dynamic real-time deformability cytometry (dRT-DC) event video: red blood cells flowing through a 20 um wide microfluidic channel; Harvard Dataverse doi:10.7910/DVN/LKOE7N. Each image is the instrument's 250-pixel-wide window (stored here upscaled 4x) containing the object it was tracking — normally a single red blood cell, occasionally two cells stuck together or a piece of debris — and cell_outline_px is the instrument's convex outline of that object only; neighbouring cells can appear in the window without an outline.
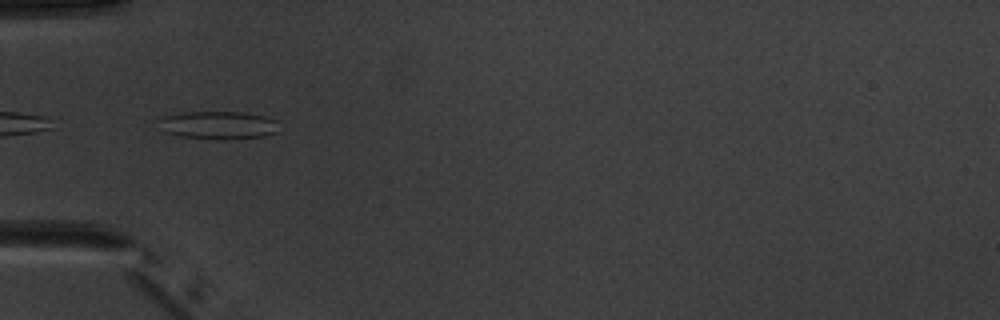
{"species": "common noctule bat (a hibernating species)", "species_latin": "Nyctalus noctula", "temperature_condition": "warm", "stored_images_in_passage": 4, "camera_frame_rate_fps": 3000, "um_per_image_px": 0.085, "animal": {"sex": "male", "body_mass_g": 20.1, "forearm_length_mm": 53.5}, "frame": {"image": 1, "passage_image": 2, "time_ms": 1.0, "image_size_px": [1000, 320], "cell_outline_px": [[280, 132], [264, 136], [224, 140], [180, 136], [164, 132], [156, 120], [164, 116], [184, 112], [244, 112], [264, 116], [276, 120]], "centroid_in_image_um": [18.57, 10.64], "position_along_channel_um": 66.4, "area_um2": 19.83}}
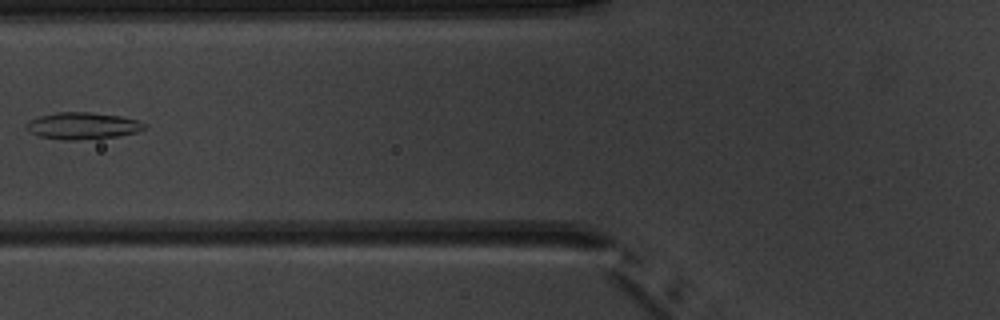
{"frame": {"image": 2, "passage_image": 3, "time_ms": 2.333, "image_size_px": [1000, 320], "cell_outline_px": [[148, 124], [144, 128], [136, 132], [116, 136], [76, 140], [64, 140], [40, 136], [28, 132], [24, 128], [24, 124], [28, 120], [40, 116], [56, 112], [92, 112], [120, 116], [140, 120]], "centroid_in_image_um": [6.98, 10.68], "position_along_channel_um": 118.8, "area_um2": 18.61}}
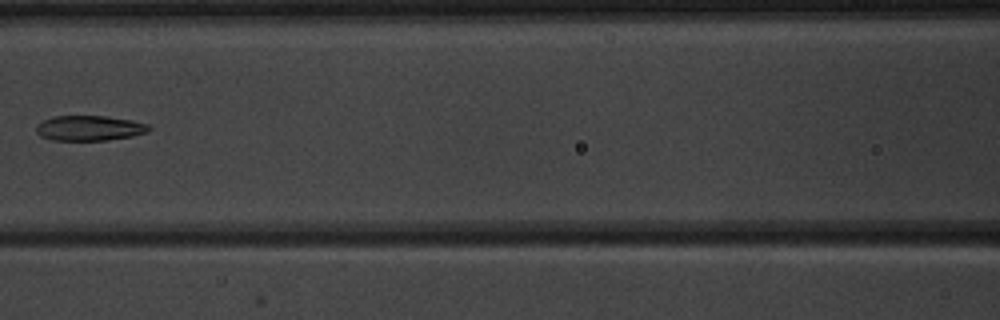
{"frame": {"image": 3, "passage_image": 4, "time_ms": 3.333, "image_size_px": [1000, 320], "cell_outline_px": [[152, 128], [148, 132], [132, 136], [108, 140], [52, 140], [40, 136], [36, 132], [36, 124], [52, 116], [104, 116], [132, 120], [148, 124]], "centroid_in_image_um": [7.6, 10.89], "position_along_channel_um": 159.0, "area_um2": 16.59}}